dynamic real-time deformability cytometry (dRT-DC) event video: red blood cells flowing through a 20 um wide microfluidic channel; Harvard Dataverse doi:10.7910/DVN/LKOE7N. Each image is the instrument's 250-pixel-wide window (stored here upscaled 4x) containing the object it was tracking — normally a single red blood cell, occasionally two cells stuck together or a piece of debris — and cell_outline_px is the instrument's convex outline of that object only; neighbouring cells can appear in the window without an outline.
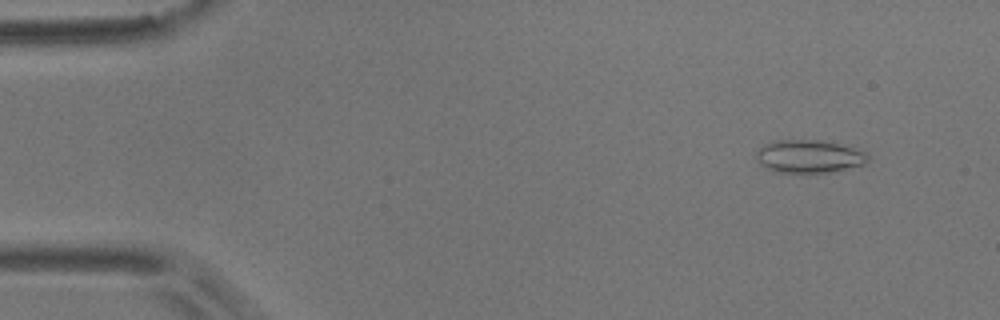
{"species": "common noctule bat (a hibernating species)", "species_latin": "Nyctalus noctula", "temperature_condition": "room temperature", "stored_images_in_passage": 5, "camera_frame_rate_fps": 3000, "um_per_image_px": 0.085, "animal": {"sex": "male", "body_mass_g": 17.9}, "frame": {"image": 1, "passage_image": 2, "time_ms": 1.0, "image_size_px": [1000, 320], "cell_outline_px": [[868, 160], [864, 164], [828, 172], [780, 172], [768, 168], [760, 164], [756, 160], [756, 152], [764, 144], [776, 140], [816, 140], [836, 144], [852, 148], [864, 152], [868, 156]], "centroid_in_image_um": [68.71, 13.29], "position_along_channel_um": 16.3, "area_um2": 20.87}}